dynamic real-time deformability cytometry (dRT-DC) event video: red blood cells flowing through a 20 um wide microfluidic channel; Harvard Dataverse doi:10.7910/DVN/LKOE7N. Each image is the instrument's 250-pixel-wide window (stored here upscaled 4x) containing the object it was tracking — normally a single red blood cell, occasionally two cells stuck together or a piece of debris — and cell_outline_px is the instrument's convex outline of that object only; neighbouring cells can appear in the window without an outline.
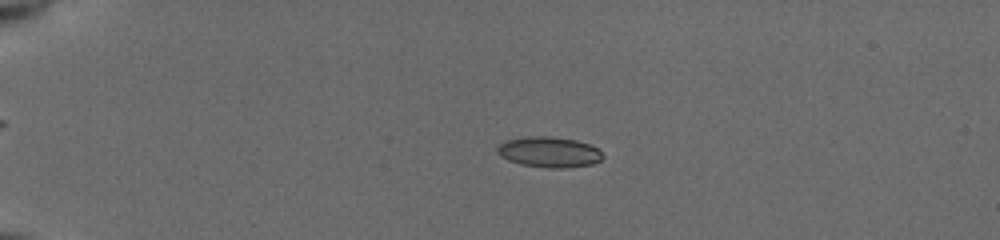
{"species": "common noctule bat (a hibernating species)", "species_latin": "Nyctalus noctula", "temperature_condition": "cold", "stored_images_in_passage": 54, "camera_frame_rate_fps": 3000, "um_per_image_px": 0.085, "animal": {"sex": "female", "body_mass_g": 19.5, "forearm_length_mm": 54.1}, "frame": {"image": 1, "passage_image": 14, "time_ms": 4.333, "image_size_px": [1000, 240], "cell_outline_px": [[604, 156], [600, 160], [592, 164], [568, 168], [548, 168], [520, 164], [508, 160], [500, 156], [496, 152], [496, 148], [500, 144], [508, 140], [524, 136], [552, 136], [576, 140], [588, 144], [596, 148]], "centroid_in_image_um": [46.65, 12.92], "position_along_channel_um": 38.4, "area_um2": 18.84}}
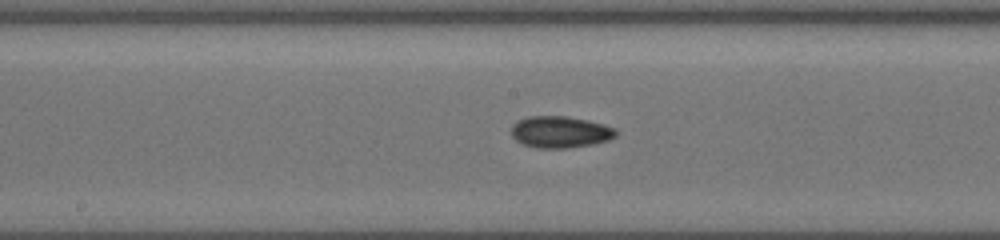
{"frame": {"image": 2, "passage_image": 31, "time_ms": 10.0, "image_size_px": [1000, 240], "cell_outline_px": [[616, 136], [608, 140], [592, 144], [568, 148], [536, 148], [524, 144], [516, 140], [512, 136], [512, 124], [528, 116], [564, 116], [588, 120], [604, 124], [616, 128]], "centroid_in_image_um": [47.63, 11.22], "position_along_channel_um": 200.6, "area_um2": 19.25}}
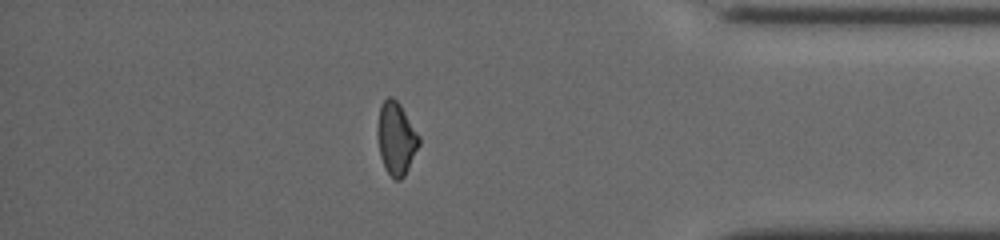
{"frame": {"image": 3, "passage_image": 48, "time_ms": 15.667, "image_size_px": [1000, 240], "cell_outline_px": [[420, 144], [404, 176], [400, 180], [396, 180], [388, 172], [380, 156], [376, 132], [380, 108], [384, 100], [388, 96], [392, 96], [400, 104], [420, 136]], "centroid_in_image_um": [33.68, 11.74], "position_along_channel_um": 401.5, "area_um2": 17.46}, "authors_computed_cell_mechanics": {"area_um2": 18.1203, "velocity_mm_per_s": 3.9514, "shape_relaxation_time_tau1_ms": 5.1501, "shape_relaxation_time_tau2_ms": 4.6031, "deformation_change_tau1": 0.1153, "deformation_change_tau2": 0.0823}}